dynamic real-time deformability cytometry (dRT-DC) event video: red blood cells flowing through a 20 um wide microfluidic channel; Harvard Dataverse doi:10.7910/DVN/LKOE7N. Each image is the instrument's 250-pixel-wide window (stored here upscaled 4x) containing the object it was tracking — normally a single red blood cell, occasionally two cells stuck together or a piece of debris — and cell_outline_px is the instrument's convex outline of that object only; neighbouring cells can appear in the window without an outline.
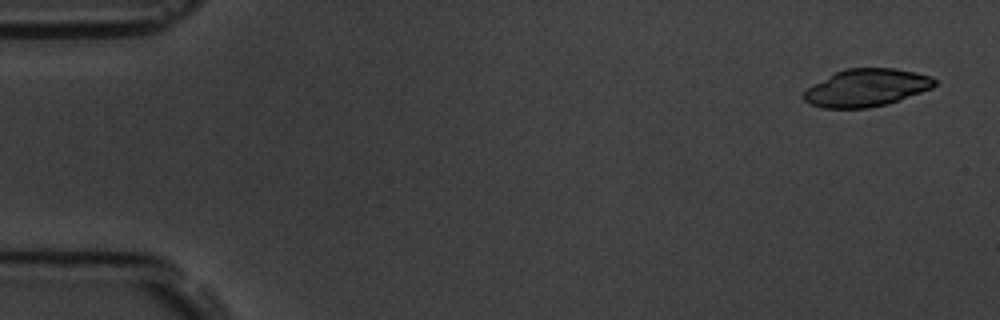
{"species": "common noctule bat (a hibernating species)", "species_latin": "Nyctalus noctula", "temperature_condition": "room temperature", "stored_images_in_passage": 6, "camera_frame_rate_fps": 3000, "um_per_image_px": 0.085, "animal": {"sex": "male", "body_mass_g": 19.5, "forearm_length_mm": 54.6}, "frame": {"image": 1, "passage_image": 1, "time_ms": 0.0, "image_size_px": [1000, 320], "cell_outline_px": [[936, 84], [932, 88], [888, 104], [868, 108], [824, 108], [808, 104], [800, 96], [812, 84], [844, 68], [892, 68], [916, 72], [932, 76], [936, 80]], "centroid_in_image_um": [73.63, 7.46], "position_along_channel_um": 11.4, "area_um2": 28.78}}